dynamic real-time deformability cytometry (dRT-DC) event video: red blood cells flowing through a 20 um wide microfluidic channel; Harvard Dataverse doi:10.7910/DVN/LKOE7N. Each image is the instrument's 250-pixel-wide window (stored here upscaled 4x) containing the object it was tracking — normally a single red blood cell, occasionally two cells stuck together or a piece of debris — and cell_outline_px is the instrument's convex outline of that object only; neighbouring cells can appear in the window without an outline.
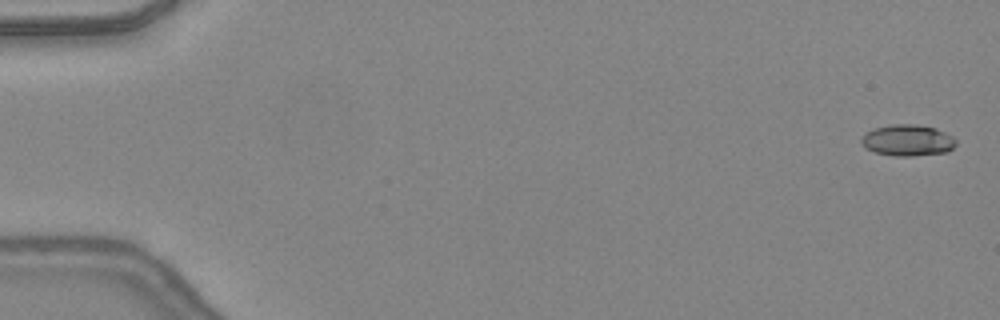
{"species": "common noctule bat (a hibernating species)", "species_latin": "Nyctalus noctula", "temperature_condition": "warm", "stored_images_in_passage": 48, "camera_frame_rate_fps": 3000, "um_per_image_px": 0.085, "animal": {"sex": "female", "body_mass_g": 24.6, "forearm_length_mm": 56.2}, "frame": {"image": 1, "passage_image": 2, "time_ms": 0.333, "image_size_px": [1000, 320], "cell_outline_px": [[956, 144], [948, 152], [912, 156], [892, 156], [876, 152], [864, 148], [860, 140], [872, 128], [892, 124], [912, 124], [936, 128], [952, 136], [956, 140]], "centroid_in_image_um": [77.15, 11.93], "position_along_channel_um": 7.9, "area_um2": 17.28}}
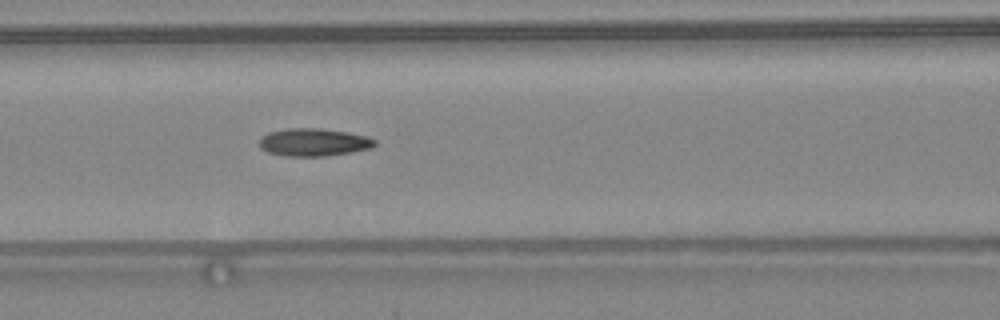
{"frame": {"image": 2, "passage_image": 22, "time_ms": 7.0, "image_size_px": [1000, 320], "cell_outline_px": [[376, 144], [372, 148], [352, 152], [324, 156], [284, 156], [268, 152], [260, 148], [260, 136], [268, 132], [288, 128], [320, 128], [348, 132], [364, 136], [376, 140]], "centroid_in_image_um": [26.64, 12.09], "position_along_channel_um": 140.0, "area_um2": 18.73}}
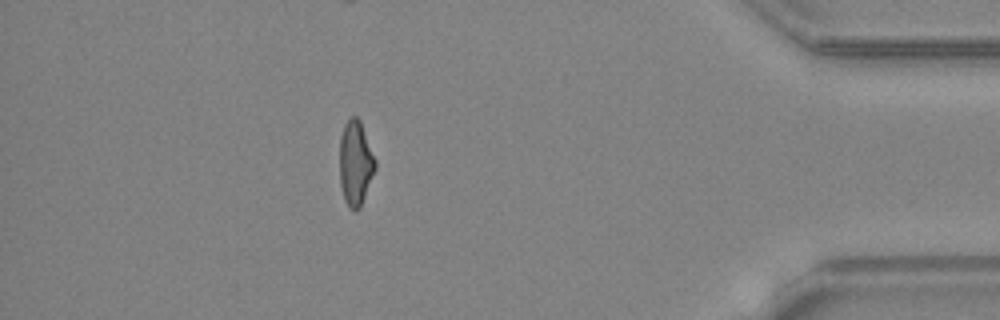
{"frame": {"image": 3, "passage_image": 43, "time_ms": 14.0, "image_size_px": [1000, 320], "cell_outline_px": [[376, 168], [360, 208], [356, 212], [348, 208], [344, 200], [340, 184], [340, 136], [344, 124], [352, 116], [356, 116], [360, 120], [376, 160]], "centroid_in_image_um": [30.21, 13.89], "position_along_channel_um": 405.0, "area_um2": 17.74}, "authors_computed_cell_mechanics": {"area_um2": 17.8024, "velocity_mm_per_s": 4.4399, "shape_relaxation_time_tau1_ms": null, "shape_relaxation_time_tau2_ms": 2.2921, "deformation_change_tau1": null, "deformation_change_tau2": 0.1086}}